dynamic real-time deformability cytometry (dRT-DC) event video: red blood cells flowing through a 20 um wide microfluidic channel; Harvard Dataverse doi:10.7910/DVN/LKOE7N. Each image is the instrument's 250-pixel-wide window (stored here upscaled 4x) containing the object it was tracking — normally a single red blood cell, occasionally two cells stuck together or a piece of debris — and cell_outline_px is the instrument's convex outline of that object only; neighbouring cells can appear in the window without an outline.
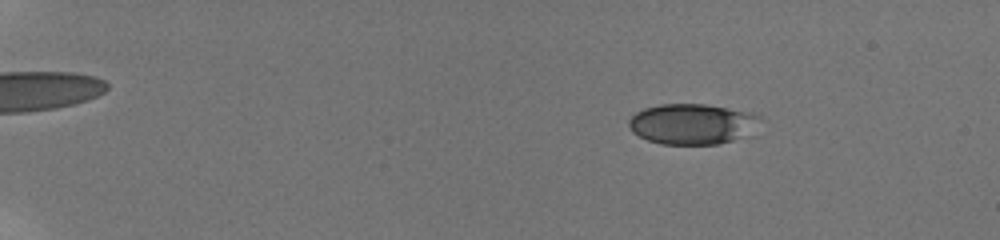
{"species": "human", "species_latin": "Homo sapiens", "temperature_condition": "room temperature", "stored_images_in_passage": 54, "camera_frame_rate_fps": 3000, "um_per_image_px": 0.085, "donor": {"sex": "male"}, "frame": {"image": 1, "passage_image": 19, "time_ms": 3.333, "image_size_px": [1000, 240], "cell_outline_px": [[764, 120], [740, 136], [732, 140], [716, 144], [660, 144], [648, 140], [632, 132], [628, 128], [628, 120], [636, 112], [644, 108], [660, 104], [704, 104], [756, 112]], "centroid_in_image_um": [58.81, 10.51], "position_along_channel_um": 26.2, "area_um2": 30.98}}
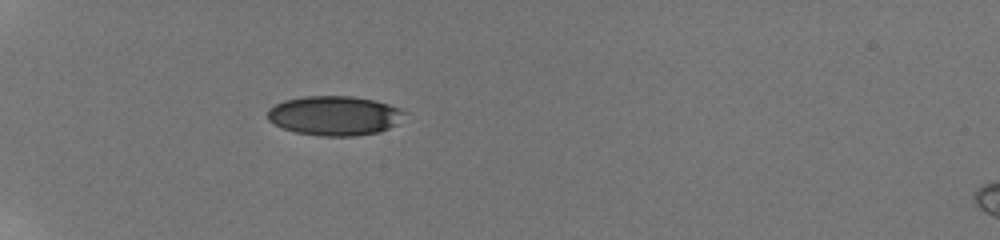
{"frame": {"image": 2, "passage_image": 33, "time_ms": 7.0, "image_size_px": [1000, 240], "cell_outline_px": [[408, 112], [396, 124], [380, 132], [356, 136], [320, 136], [296, 132], [284, 128], [268, 120], [268, 108], [284, 100], [304, 96], [352, 96], [376, 100], [400, 108]], "centroid_in_image_um": [28.46, 9.82], "position_along_channel_um": 56.5, "area_um2": 31.62}}
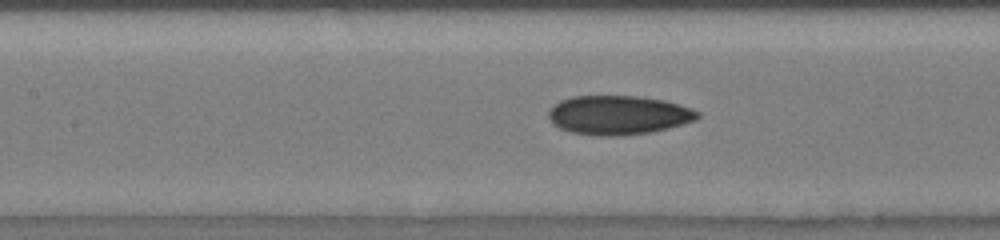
{"frame": {"image": 3, "passage_image": 49, "time_ms": 10.333, "image_size_px": [1000, 240], "cell_outline_px": [[700, 116], [696, 120], [668, 128], [648, 132], [612, 136], [604, 136], [572, 132], [560, 128], [552, 124], [548, 116], [548, 112], [560, 100], [572, 96], [640, 96], [664, 100], [700, 112]], "centroid_in_image_um": [52.54, 9.77], "position_along_channel_um": 154.9, "area_um2": 33.58}}